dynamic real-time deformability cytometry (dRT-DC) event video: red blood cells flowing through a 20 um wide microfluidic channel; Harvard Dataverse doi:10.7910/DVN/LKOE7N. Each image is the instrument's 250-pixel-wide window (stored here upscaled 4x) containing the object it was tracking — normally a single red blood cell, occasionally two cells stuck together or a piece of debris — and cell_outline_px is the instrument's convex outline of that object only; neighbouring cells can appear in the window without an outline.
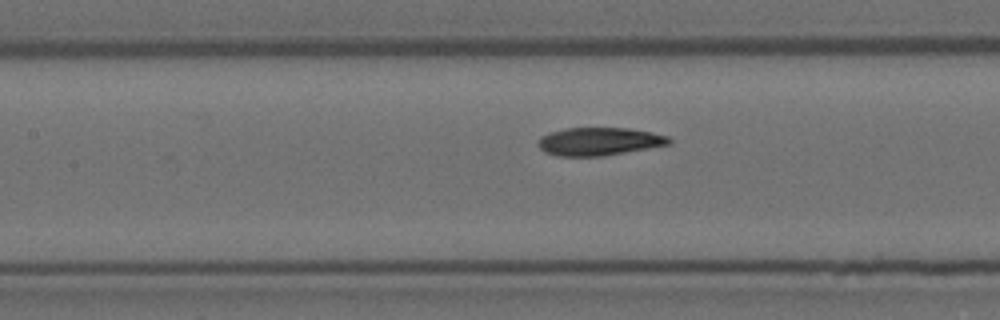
{"species": "Egyptian fruit bat (a non-hibernating species)", "species_latin": "Rousettus aegyptiacus", "temperature_condition": "room temperature", "stored_images_in_passage": 37, "camera_frame_rate_fps": 3000, "um_per_image_px": 0.085, "animal": {"sex": "female"}, "frame": {"image": 1, "passage_image": 17, "time_ms": 5.333, "image_size_px": [1000, 320], "cell_outline_px": [[672, 144], [604, 156], [556, 156], [540, 148], [536, 144], [540, 136], [548, 132], [564, 128], [628, 128], [652, 132], [668, 136], [672, 140]], "centroid_in_image_um": [50.93, 12.02], "position_along_channel_um": 156.5, "area_um2": 21.56}}
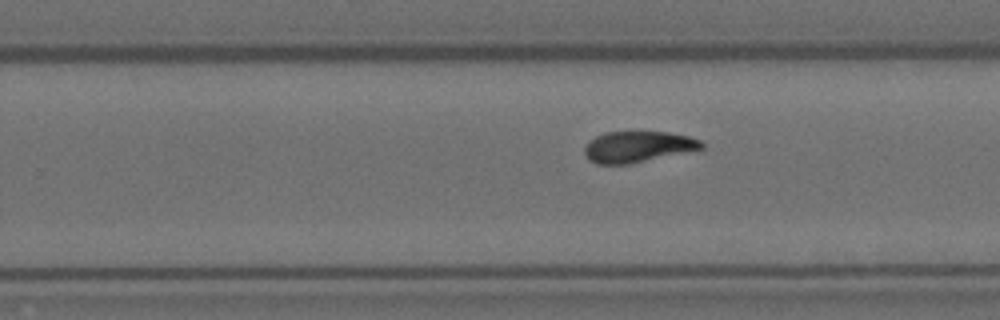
{"frame": {"image": 2, "passage_image": 27, "time_ms": 8.667, "image_size_px": [1000, 320], "cell_outline_px": [[704, 148], [628, 164], [596, 164], [588, 160], [584, 152], [584, 148], [588, 140], [604, 132], [668, 132], [688, 136], [700, 140], [704, 144]], "centroid_in_image_um": [54.16, 12.47], "position_along_channel_um": 275.6, "area_um2": 21.1}}
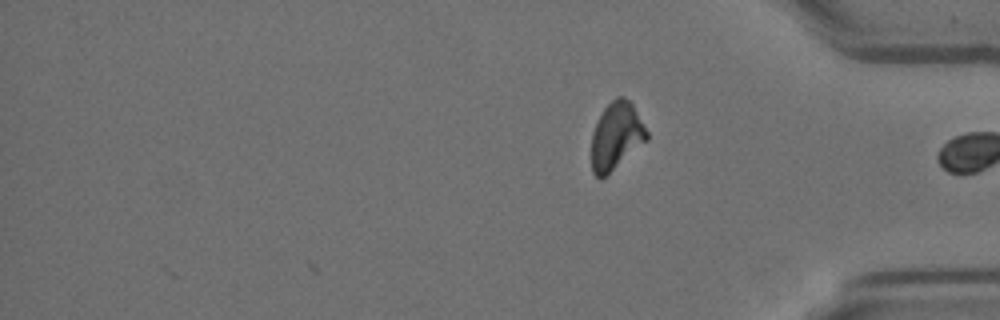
{"frame": {"image": 3, "passage_image": 37, "time_ms": 12.0, "image_size_px": [1000, 320], "cell_outline_px": [[648, 140], [604, 176], [596, 176], [592, 172], [592, 132], [604, 108], [616, 96], [624, 96], [632, 104], [648, 132]], "centroid_in_image_um": [52.39, 11.52], "position_along_channel_um": 382.8, "area_um2": 21.21}, "authors_computed_cell_mechanics": {"area_um2": 21.7906, "velocity_mm_per_s": 3.5931, "shape_relaxation_time_tau1_ms": 4.6128, "shape_relaxation_time_tau2_ms": 1.3689, "deformation_change_tau1": 0.1951, "deformation_change_tau2": 0.0668}}